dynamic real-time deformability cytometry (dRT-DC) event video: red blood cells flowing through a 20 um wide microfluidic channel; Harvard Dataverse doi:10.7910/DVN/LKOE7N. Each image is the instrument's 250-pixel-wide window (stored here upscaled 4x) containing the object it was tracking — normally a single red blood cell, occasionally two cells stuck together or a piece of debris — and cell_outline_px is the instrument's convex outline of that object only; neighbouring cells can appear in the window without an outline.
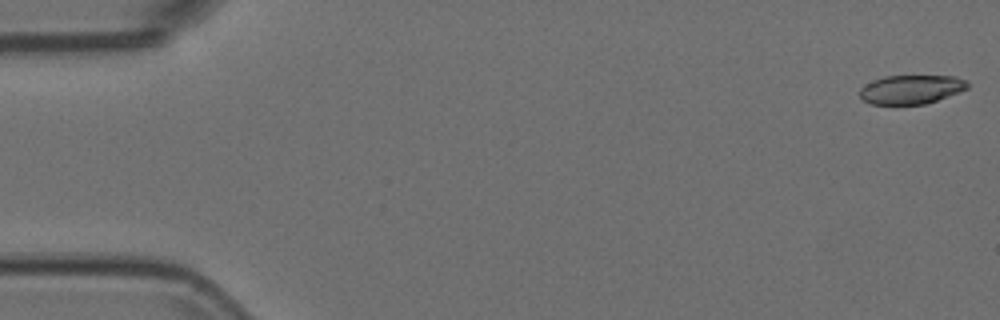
{"species": "Egyptian fruit bat (a non-hibernating species)", "species_latin": "Rousettus aegyptiacus", "temperature_condition": "room temperature", "stored_images_in_passage": 54, "camera_frame_rate_fps": 3000, "um_per_image_px": 0.085, "animal": {"sex": "female"}, "frame": {"image": 1, "passage_image": 1, "time_ms": 0.0, "image_size_px": [1000, 320], "cell_outline_px": [[968, 88], [960, 92], [924, 104], [872, 104], [864, 100], [860, 96], [860, 88], [864, 84], [872, 80], [884, 76], [956, 76], [964, 80], [968, 84]], "centroid_in_image_um": [77.43, 7.59], "position_along_channel_um": 7.6, "area_um2": 18.09}}
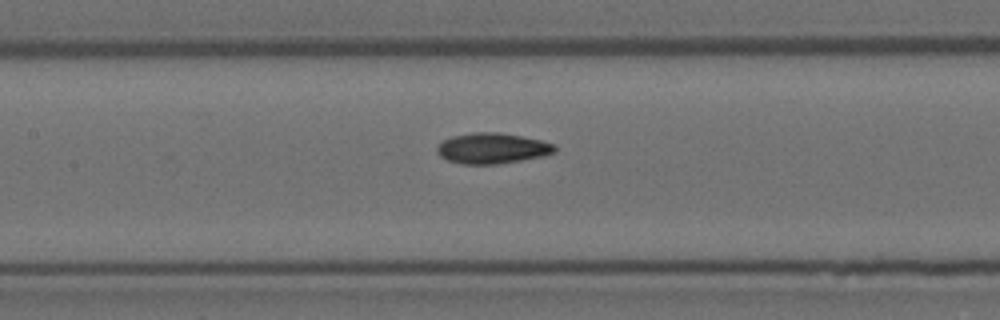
{"frame": {"image": 2, "passage_image": 25, "time_ms": 8.0, "image_size_px": [1000, 320], "cell_outline_px": [[556, 152], [544, 156], [496, 164], [460, 164], [448, 160], [440, 156], [436, 152], [436, 148], [444, 140], [452, 136], [472, 132], [496, 132], [520, 136], [540, 140], [556, 144]], "centroid_in_image_um": [41.84, 12.61], "position_along_channel_um": 165.6, "area_um2": 20.98}}
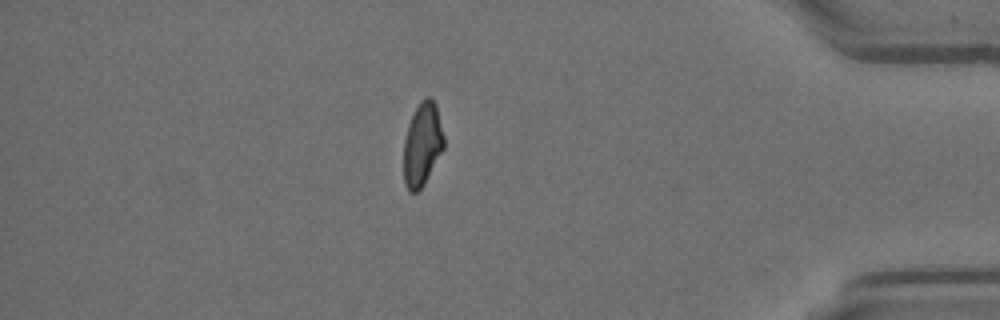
{"frame": {"image": 3, "passage_image": 47, "time_ms": 15.333, "image_size_px": [1000, 320], "cell_outline_px": [[444, 148], [424, 184], [416, 192], [408, 192], [404, 184], [404, 140], [408, 124], [420, 100], [424, 96], [428, 96], [436, 104], [444, 136]], "centroid_in_image_um": [35.89, 12.26], "position_along_channel_um": 399.3, "area_um2": 19.54}}